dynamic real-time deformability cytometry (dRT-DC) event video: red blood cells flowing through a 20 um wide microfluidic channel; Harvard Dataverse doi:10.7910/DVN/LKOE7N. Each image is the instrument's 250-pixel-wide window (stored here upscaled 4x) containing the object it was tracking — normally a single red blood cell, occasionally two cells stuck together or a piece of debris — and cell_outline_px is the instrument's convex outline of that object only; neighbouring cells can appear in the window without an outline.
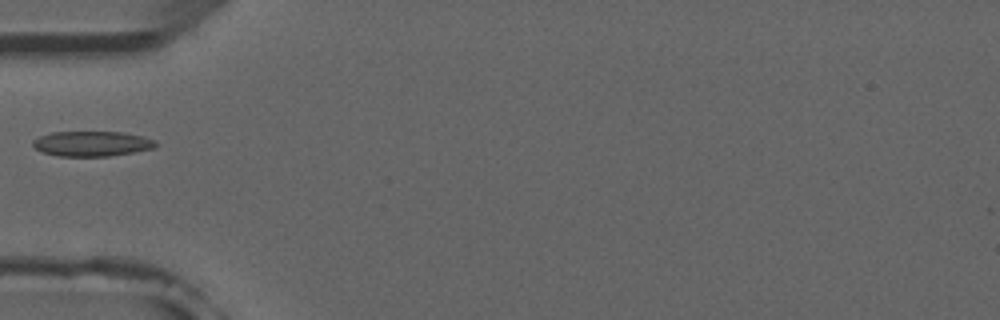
{"species": "common noctule bat (a hibernating species)", "species_latin": "Nyctalus noctula", "temperature_condition": "room temperature", "stored_images_in_passage": 6, "camera_frame_rate_fps": 3000, "um_per_image_px": 0.085, "animal": {"sex": "male", "forearm_length_mm": 52.5}, "frame": {"image": 1, "passage_image": 5, "time_ms": 4.667, "image_size_px": [1000, 320], "cell_outline_px": [[156, 144], [152, 148], [132, 152], [108, 156], [60, 156], [44, 152], [36, 148], [32, 144], [32, 140], [40, 136], [52, 132], [124, 132], [144, 136], [156, 140]], "centroid_in_image_um": [7.81, 12.2], "position_along_channel_um": 77.2, "area_um2": 17.8}}
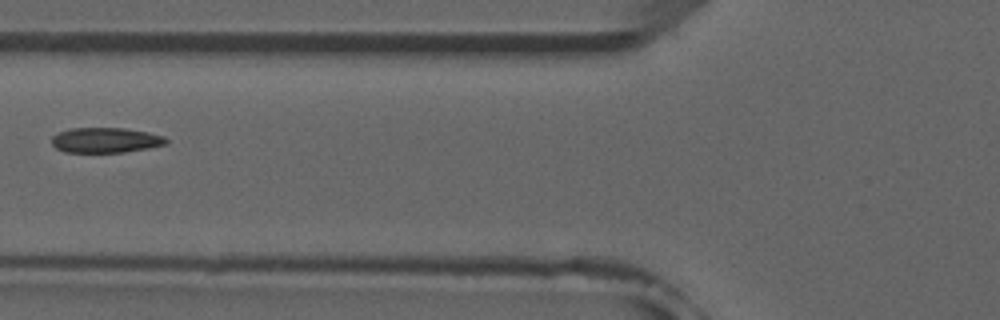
{"frame": {"image": 2, "passage_image": 6, "time_ms": 5.667, "image_size_px": [1000, 320], "cell_outline_px": [[168, 144], [148, 148], [124, 152], [64, 152], [56, 148], [52, 144], [52, 136], [68, 128], [124, 128], [148, 132], [164, 136], [168, 140]], "centroid_in_image_um": [8.99, 11.91], "position_along_channel_um": 116.8, "area_um2": 16.82}}